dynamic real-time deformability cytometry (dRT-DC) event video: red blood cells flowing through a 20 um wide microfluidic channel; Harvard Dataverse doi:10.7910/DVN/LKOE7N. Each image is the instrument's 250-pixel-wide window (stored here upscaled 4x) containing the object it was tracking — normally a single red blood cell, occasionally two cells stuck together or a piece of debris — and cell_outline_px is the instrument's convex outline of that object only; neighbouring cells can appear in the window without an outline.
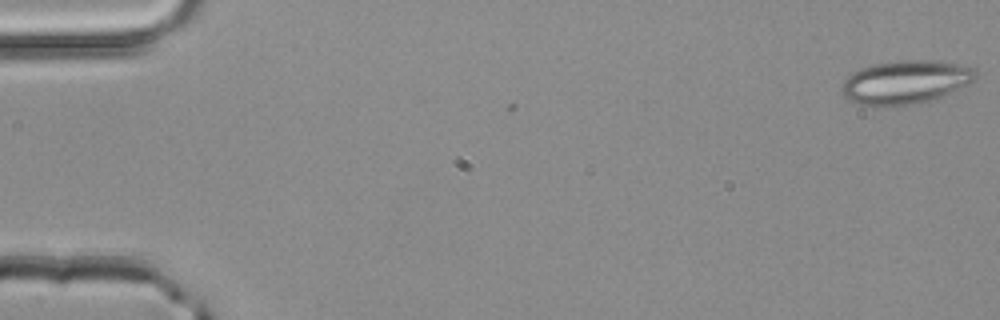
{"species": "common noctule bat (a hibernating species)", "species_latin": "Nyctalus noctula", "temperature_condition": "room temperature", "stored_images_in_passage": 2, "camera_frame_rate_fps": 3000, "um_per_image_px": 0.085, "animal": {"sex": "male", "body_mass_g": 20.4}, "frame": {"image": 1, "passage_image": 2, "time_ms": 0.333, "image_size_px": [1000, 320], "cell_outline_px": [[976, 76], [968, 84], [952, 92], [932, 100], [888, 108], [872, 108], [856, 104], [848, 100], [840, 92], [840, 84], [852, 72], [860, 68], [876, 64], [900, 60], [936, 60], [968, 64], [976, 68]], "centroid_in_image_um": [76.93, 7.0], "position_along_channel_um": 8.1, "area_um2": 34.97}}